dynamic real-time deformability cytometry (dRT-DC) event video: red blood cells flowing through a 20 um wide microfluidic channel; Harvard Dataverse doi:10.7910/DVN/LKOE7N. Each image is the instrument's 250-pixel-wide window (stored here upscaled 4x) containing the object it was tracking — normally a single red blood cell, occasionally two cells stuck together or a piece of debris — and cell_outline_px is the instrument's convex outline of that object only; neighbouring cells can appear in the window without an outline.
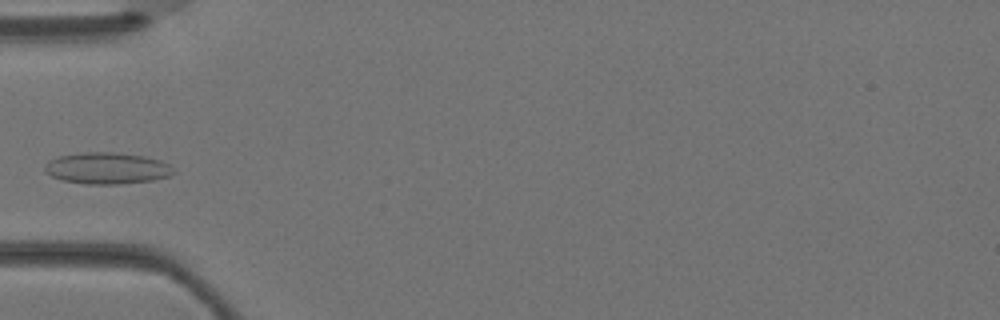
{"species": "Egyptian fruit bat (a non-hibernating species)", "species_latin": "Rousettus aegyptiacus", "temperature_condition": "warm", "stored_images_in_passage": 2, "camera_frame_rate_fps": 3000, "um_per_image_px": 0.085, "animal": {"sex": "female"}, "frame": {"image": 1, "passage_image": 2, "time_ms": 0.333, "image_size_px": [1000, 320], "cell_outline_px": [[176, 172], [168, 176], [152, 180], [120, 184], [88, 184], [64, 180], [52, 176], [44, 172], [44, 164], [48, 160], [60, 156], [80, 152], [112, 152], [144, 156], [160, 160], [168, 164]], "centroid_in_image_um": [9.07, 14.29], "position_along_channel_um": 75.9, "area_um2": 23.58}}